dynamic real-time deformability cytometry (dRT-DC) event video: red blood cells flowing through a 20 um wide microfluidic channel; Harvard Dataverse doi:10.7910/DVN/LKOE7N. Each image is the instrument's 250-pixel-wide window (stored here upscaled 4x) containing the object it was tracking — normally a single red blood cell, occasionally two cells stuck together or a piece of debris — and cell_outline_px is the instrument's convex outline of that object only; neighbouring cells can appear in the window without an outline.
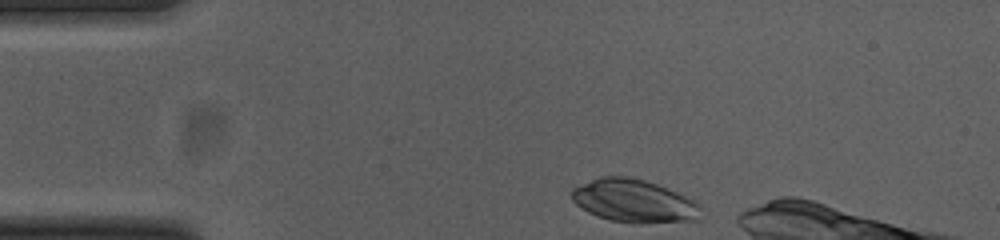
{"species": "common noctule bat (a hibernating species)", "species_latin": "Nyctalus noctula", "temperature_condition": "cold", "stored_images_in_passage": 36, "camera_frame_rate_fps": 3000, "um_per_image_px": 0.085, "animal": {"sex": "female", "body_mass_g": 23.0, "forearm_length_mm": 53.4}, "frame": {"image": 1, "passage_image": 1, "time_ms": 0.0, "image_size_px": [1000, 240], "cell_outline_px": [[700, 220], [640, 224], [636, 224], [608, 220], [596, 216], [588, 212], [576, 204], [572, 200], [572, 188], [600, 176], [628, 176], [644, 180], [656, 184], [676, 192], [700, 204]], "centroid_in_image_um": [53.88, 17.1], "position_along_channel_um": 31.1, "area_um2": 32.48}}
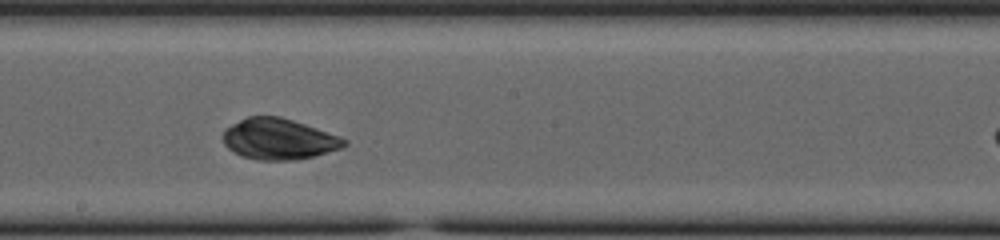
{"frame": {"image": 2, "passage_image": 21, "time_ms": 6.667, "image_size_px": [1000, 240], "cell_outline_px": [[348, 144], [344, 148], [296, 160], [256, 160], [232, 152], [224, 144], [224, 128], [248, 116], [280, 116], [340, 136], [348, 140]], "centroid_in_image_um": [23.71, 11.82], "position_along_channel_um": 224.5, "area_um2": 28.9}}
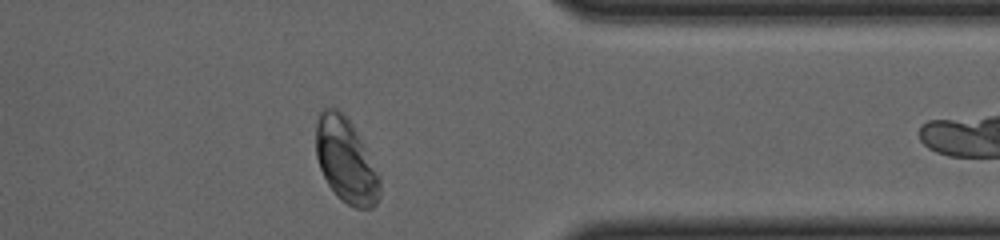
{"frame": {"image": 3, "passage_image": 35, "time_ms": 11.333, "image_size_px": [1000, 240], "cell_outline_px": [[380, 196], [376, 204], [372, 208], [356, 208], [340, 200], [336, 196], [328, 184], [320, 168], [316, 156], [316, 120], [320, 112], [324, 108], [336, 108], [344, 112], [348, 116], [380, 176]], "centroid_in_image_um": [29.39, 13.64], "position_along_channel_um": 382.0, "area_um2": 31.62}}